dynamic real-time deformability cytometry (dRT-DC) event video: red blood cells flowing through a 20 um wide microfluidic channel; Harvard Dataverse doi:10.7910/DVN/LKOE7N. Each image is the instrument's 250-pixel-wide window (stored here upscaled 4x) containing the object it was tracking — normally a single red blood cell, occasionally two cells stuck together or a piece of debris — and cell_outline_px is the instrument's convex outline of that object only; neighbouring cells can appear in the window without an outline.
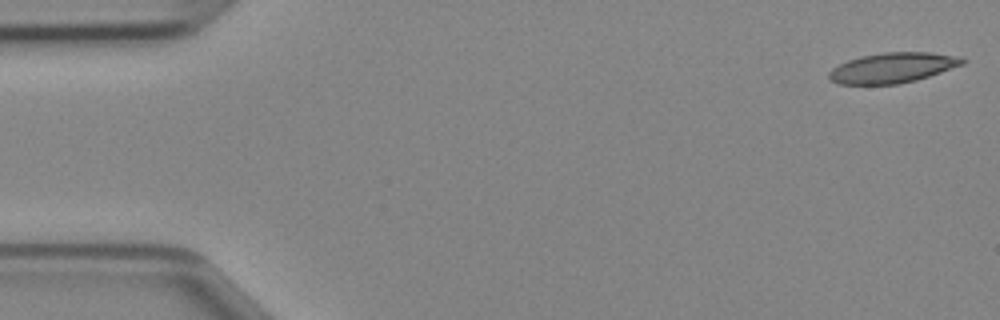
{"species": "Egyptian fruit bat (a non-hibernating species)", "species_latin": "Rousettus aegyptiacus", "temperature_condition": "cold", "stored_images_in_passage": 46, "camera_frame_rate_fps": 3000, "um_per_image_px": 0.085, "animal": {"sex": "female"}, "frame": {"image": 1, "passage_image": 1, "time_ms": 0.0, "image_size_px": [1000, 320], "cell_outline_px": [[968, 60], [964, 64], [916, 80], [900, 84], [836, 84], [828, 76], [828, 72], [832, 68], [848, 60], [860, 56], [884, 52], [928, 52], [952, 56]], "centroid_in_image_um": [75.83, 5.76], "position_along_channel_um": 9.2, "area_um2": 23.29}}
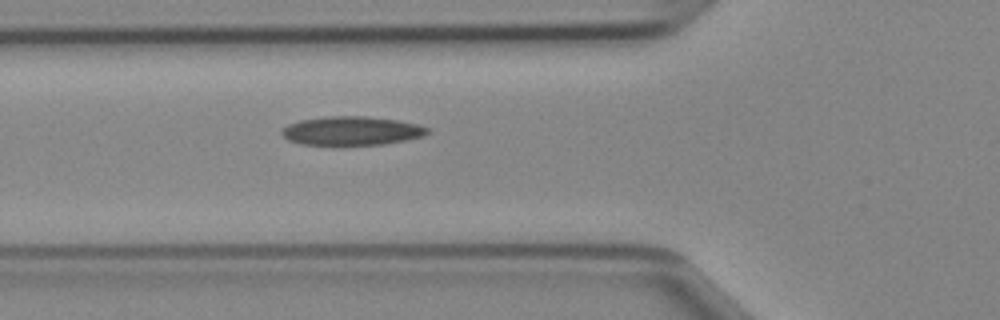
{"frame": {"image": 2, "passage_image": 16, "time_ms": 5.0, "image_size_px": [1000, 320], "cell_outline_px": [[428, 132], [424, 136], [384, 144], [340, 148], [300, 144], [288, 140], [280, 132], [288, 124], [300, 120], [324, 116], [364, 116], [396, 120], [416, 124], [428, 128]], "centroid_in_image_um": [29.82, 11.17], "position_along_channel_um": 96.0, "area_um2": 25.32}}
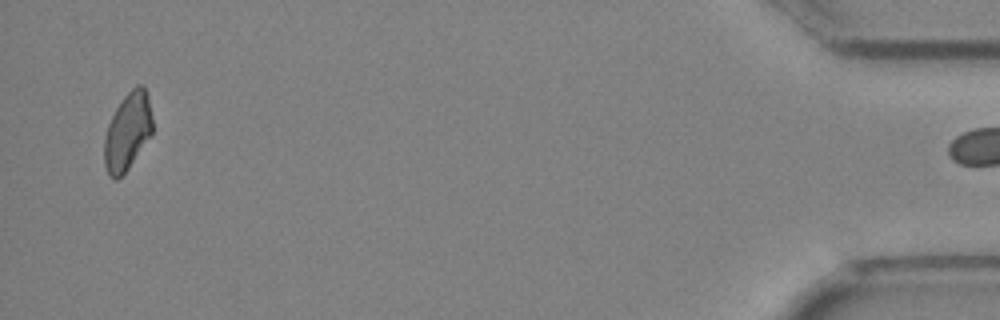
{"frame": {"image": 3, "passage_image": 45, "time_ms": 14.667, "image_size_px": [1000, 320], "cell_outline_px": [[152, 132], [128, 168], [116, 180], [112, 180], [108, 176], [104, 164], [104, 136], [108, 124], [116, 108], [124, 96], [136, 84], [140, 84], [144, 88], [148, 96], [152, 116]], "centroid_in_image_um": [10.82, 11.18], "position_along_channel_um": 424.4, "area_um2": 21.56}}